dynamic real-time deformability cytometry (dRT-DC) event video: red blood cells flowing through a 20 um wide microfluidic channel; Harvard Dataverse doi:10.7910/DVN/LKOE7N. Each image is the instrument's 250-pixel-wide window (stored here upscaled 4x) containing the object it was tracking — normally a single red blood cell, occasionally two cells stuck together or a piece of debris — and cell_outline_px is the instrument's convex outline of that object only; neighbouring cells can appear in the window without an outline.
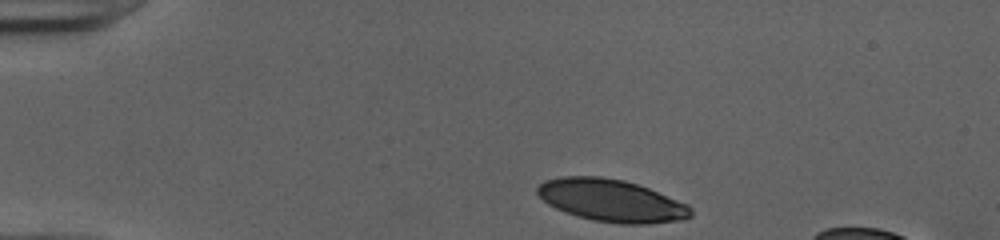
{"species": "human", "species_latin": "Homo sapiens", "temperature_condition": "cold", "stored_images_in_passage": 35, "camera_frame_rate_fps": 3000, "um_per_image_px": 0.085, "donor": {"sex": "female"}, "frame": {"image": 1, "passage_image": 1, "time_ms": 0.0, "image_size_px": [1000, 240], "cell_outline_px": [[692, 216], [684, 220], [648, 224], [620, 224], [592, 220], [576, 216], [564, 212], [548, 204], [536, 192], [536, 188], [544, 180], [560, 176], [600, 176], [624, 180], [648, 188], [688, 204], [692, 208]], "centroid_in_image_um": [51.97, 17.05], "position_along_channel_um": 33.0, "area_um2": 38.09}}
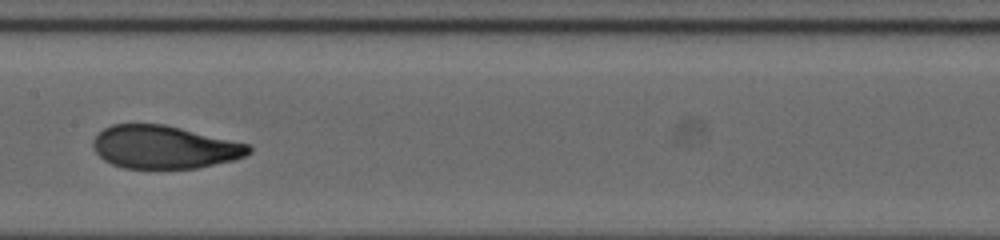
{"frame": {"image": 2, "passage_image": 18, "time_ms": 5.667, "image_size_px": [1000, 240], "cell_outline_px": [[252, 152], [244, 156], [232, 160], [196, 168], [124, 168], [112, 164], [104, 160], [96, 152], [92, 144], [92, 140], [104, 128], [112, 124], [164, 124], [248, 144], [252, 148]], "centroid_in_image_um": [13.94, 12.5], "position_along_channel_um": 193.5, "area_um2": 38.67}}
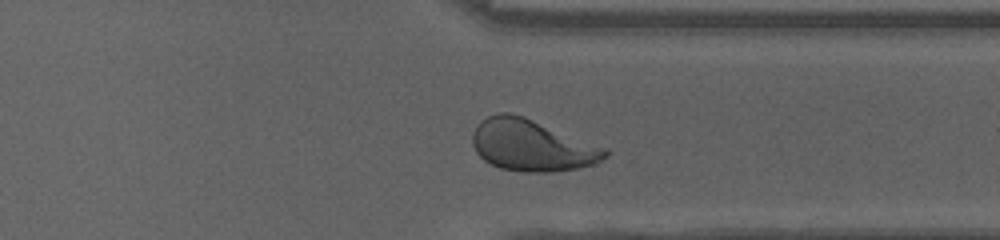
{"frame": {"image": 3, "passage_image": 31, "time_ms": 10.0, "image_size_px": [1000, 240], "cell_outline_px": [[608, 156], [596, 164], [580, 168], [552, 172], [524, 172], [500, 168], [484, 160], [476, 152], [472, 144], [472, 136], [480, 120], [488, 116], [504, 112], [508, 112], [524, 116], [608, 148]], "centroid_in_image_um": [45.24, 12.36], "position_along_channel_um": 366.2, "area_um2": 40.06}, "authors_computed_cell_mechanics": {"area_um2": 39.593, "velocity_mm_per_s": 3.9831, "shape_relaxation_time_tau1_ms": 3.8612, "shape_relaxation_time_tau2_ms": 0.9157, "deformation_change_tau1": 0.1902, "deformation_change_tau2": 0.0652}}